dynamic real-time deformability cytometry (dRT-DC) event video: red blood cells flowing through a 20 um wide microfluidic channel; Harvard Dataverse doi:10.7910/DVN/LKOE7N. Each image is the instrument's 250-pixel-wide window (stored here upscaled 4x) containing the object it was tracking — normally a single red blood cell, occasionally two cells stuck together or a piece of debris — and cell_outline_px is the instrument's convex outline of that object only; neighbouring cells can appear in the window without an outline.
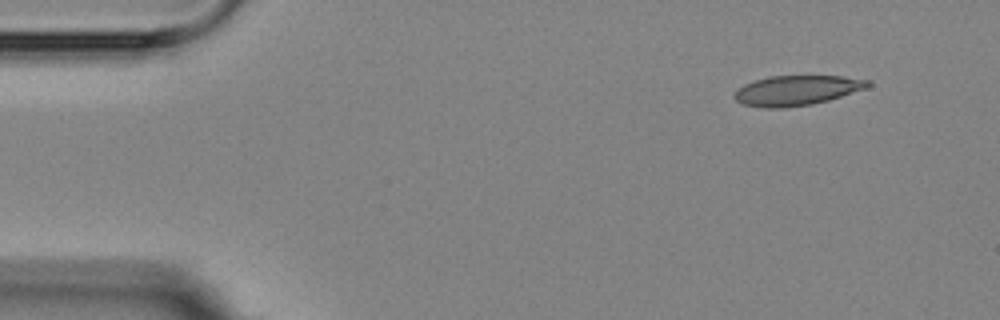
{"species": "Egyptian fruit bat (a non-hibernating species)", "species_latin": "Rousettus aegyptiacus", "temperature_condition": "room temperature", "stored_images_in_passage": 4, "camera_frame_rate_fps": 3000, "um_per_image_px": 0.085, "animal": {"sex": "female"}, "frame": {"image": 1, "passage_image": 1, "time_ms": 0.0, "image_size_px": [1000, 320], "cell_outline_px": [[872, 84], [864, 88], [828, 100], [812, 104], [784, 108], [764, 108], [744, 104], [736, 100], [732, 96], [744, 84], [768, 76], [840, 76], [872, 80]], "centroid_in_image_um": [67.71, 7.68], "position_along_channel_um": 17.3, "area_um2": 23.06}}
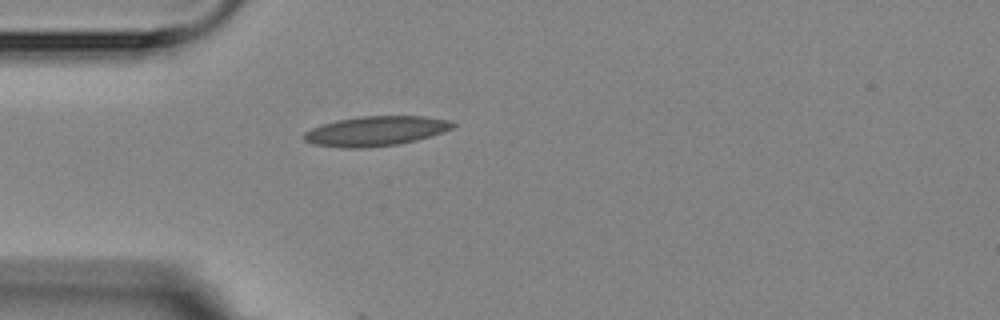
{"frame": {"image": 2, "passage_image": 4, "time_ms": 3.333, "image_size_px": [1000, 320], "cell_outline_px": [[456, 124], [452, 128], [444, 132], [416, 140], [396, 144], [368, 148], [340, 148], [312, 144], [304, 140], [300, 136], [304, 132], [312, 128], [336, 120], [360, 116], [424, 116], [448, 120]], "centroid_in_image_um": [31.89, 11.14], "position_along_channel_um": 53.1, "area_um2": 25.89}}